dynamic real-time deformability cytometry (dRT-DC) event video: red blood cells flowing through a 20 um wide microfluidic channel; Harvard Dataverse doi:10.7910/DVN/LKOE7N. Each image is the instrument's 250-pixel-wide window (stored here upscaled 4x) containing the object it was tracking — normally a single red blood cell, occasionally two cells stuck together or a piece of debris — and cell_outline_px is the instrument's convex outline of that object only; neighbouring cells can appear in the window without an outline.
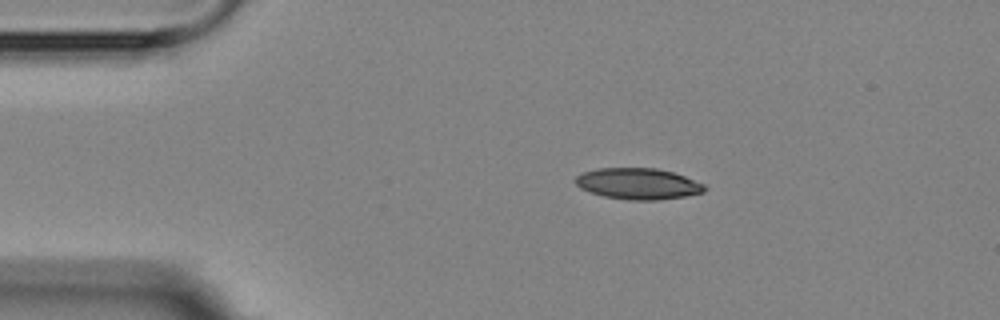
{"species": "Egyptian fruit bat (a non-hibernating species)", "species_latin": "Rousettus aegyptiacus", "temperature_condition": "room temperature", "stored_images_in_passage": 7, "camera_frame_rate_fps": 3000, "um_per_image_px": 0.085, "animal": {"sex": "female"}, "frame": {"image": 1, "passage_image": 1, "time_ms": 0.0, "image_size_px": [1000, 320], "cell_outline_px": [[708, 188], [704, 192], [684, 196], [656, 200], [628, 200], [604, 196], [580, 188], [576, 184], [576, 176], [584, 172], [596, 168], [656, 168], [672, 172], [684, 176], [704, 184]], "centroid_in_image_um": [54.25, 15.61], "position_along_channel_um": 30.8, "area_um2": 23.29}}
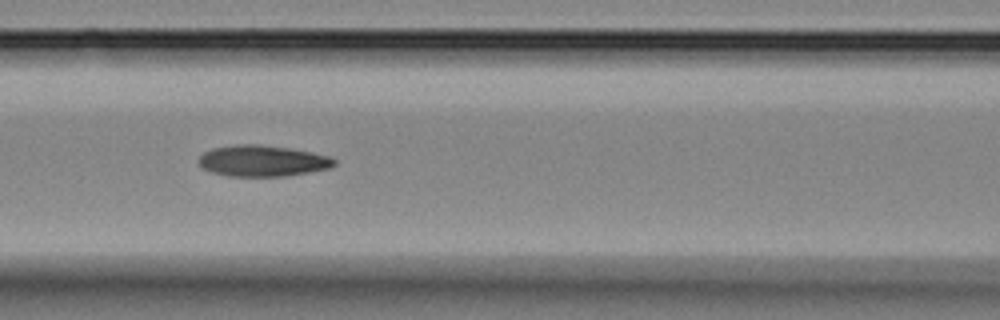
{"frame": {"image": 2, "passage_image": 5, "time_ms": 4.333, "image_size_px": [1000, 320], "cell_outline_px": [[336, 164], [328, 168], [308, 172], [284, 176], [228, 176], [212, 172], [204, 168], [196, 160], [204, 152], [212, 148], [236, 144], [260, 144], [292, 148], [332, 156], [336, 160]], "centroid_in_image_um": [22.32, 13.66], "position_along_channel_um": 144.3, "area_um2": 24.74}}
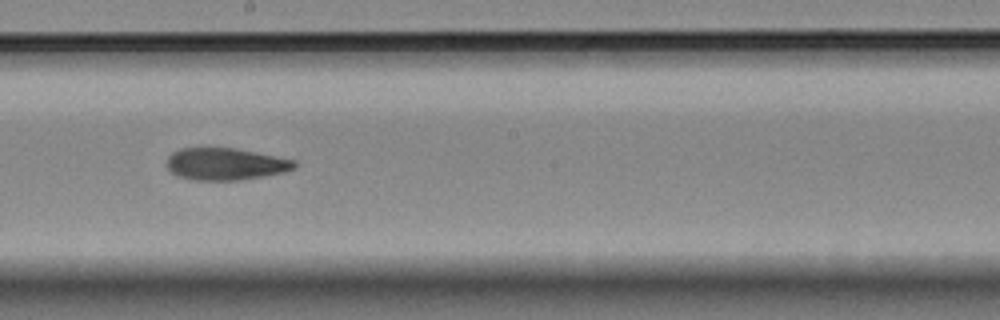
{"frame": {"image": 3, "passage_image": 7, "time_ms": 6.667, "image_size_px": [1000, 320], "cell_outline_px": [[296, 168], [284, 172], [236, 180], [196, 180], [180, 176], [172, 172], [168, 168], [168, 156], [172, 152], [180, 148], [232, 148], [296, 160]], "centroid_in_image_um": [19.16, 13.93], "position_along_channel_um": 229.0, "area_um2": 23.41}}